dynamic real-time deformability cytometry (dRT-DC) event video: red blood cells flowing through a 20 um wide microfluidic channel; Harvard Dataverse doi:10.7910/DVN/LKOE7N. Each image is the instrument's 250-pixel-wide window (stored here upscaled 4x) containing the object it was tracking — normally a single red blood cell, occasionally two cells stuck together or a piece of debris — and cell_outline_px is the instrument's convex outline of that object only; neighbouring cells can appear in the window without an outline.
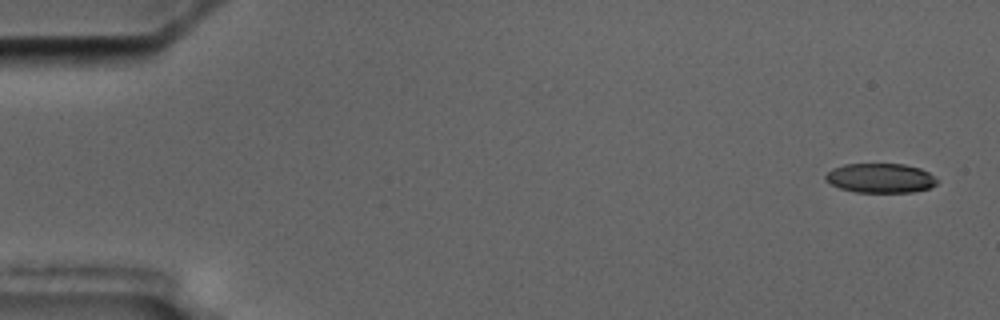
{"species": "common noctule bat (a hibernating species)", "species_latin": "Nyctalus noctula", "temperature_condition": "cold", "stored_images_in_passage": 8, "camera_frame_rate_fps": 3000, "um_per_image_px": 0.085, "animal": {"sex": "male", "body_mass_g": 17.5, "forearm_length_mm": 52.3}, "frame": {"image": 1, "passage_image": 1, "time_ms": 0.0, "image_size_px": [1000, 320], "cell_outline_px": [[940, 180], [936, 184], [928, 188], [912, 192], [856, 192], [840, 188], [824, 180], [824, 176], [832, 168], [844, 164], [904, 164], [920, 168], [928, 172]], "centroid_in_image_um": [74.83, 15.13], "position_along_channel_um": 10.2, "area_um2": 19.19}}
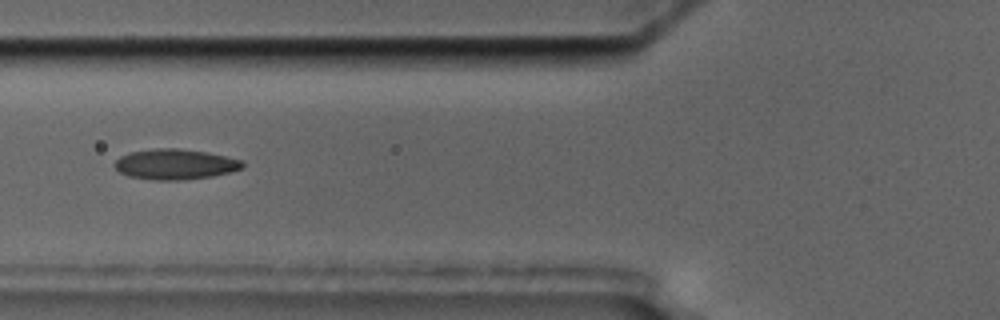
{"frame": {"image": 2, "passage_image": 6, "time_ms": 6.667, "image_size_px": [1000, 320], "cell_outline_px": [[244, 168], [212, 176], [184, 180], [152, 180], [128, 176], [120, 172], [112, 164], [120, 156], [128, 152], [152, 148], [176, 148], [208, 152], [244, 160]], "centroid_in_image_um": [14.87, 13.95], "position_along_channel_um": 110.9, "area_um2": 22.95}}
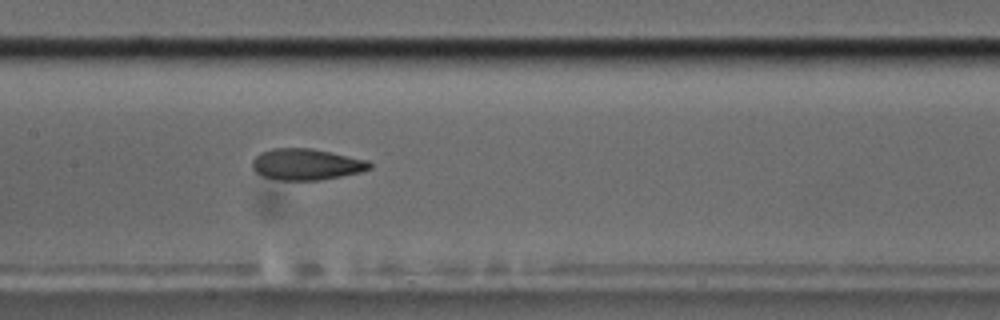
{"frame": {"image": 3, "passage_image": 8, "time_ms": 8.667, "image_size_px": [1000, 320], "cell_outline_px": [[372, 168], [360, 172], [340, 176], [316, 180], [276, 180], [264, 176], [256, 172], [252, 168], [252, 160], [260, 152], [272, 148], [312, 148], [368, 160], [372, 164]], "centroid_in_image_um": [26.02, 13.96], "position_along_channel_um": 181.4, "area_um2": 21.39}}